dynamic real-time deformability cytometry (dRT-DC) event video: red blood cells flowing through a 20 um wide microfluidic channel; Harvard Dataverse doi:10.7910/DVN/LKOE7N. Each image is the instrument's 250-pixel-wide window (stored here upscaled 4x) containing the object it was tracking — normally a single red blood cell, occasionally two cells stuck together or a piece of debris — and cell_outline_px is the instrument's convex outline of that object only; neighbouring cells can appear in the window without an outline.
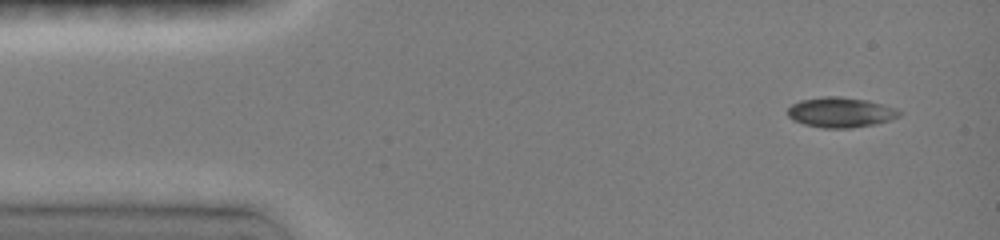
{"species": "common noctule bat (a hibernating species)", "species_latin": "Nyctalus noctula", "temperature_condition": "room temperature", "stored_images_in_passage": 4, "camera_frame_rate_fps": 3000, "um_per_image_px": 0.085, "animal": {"sex": "female", "body_mass_g": 19.0, "forearm_length_mm": 51.5}, "frame": {"image": 1, "passage_image": 1, "time_ms": 0.0, "image_size_px": [1000, 240], "cell_outline_px": [[904, 112], [900, 116], [888, 120], [872, 124], [848, 128], [824, 128], [804, 124], [792, 120], [788, 116], [788, 108], [792, 104], [800, 100], [824, 96], [840, 96], [868, 100], [896, 108]], "centroid_in_image_um": [71.44, 9.54], "position_along_channel_um": 13.6, "area_um2": 19.59}}
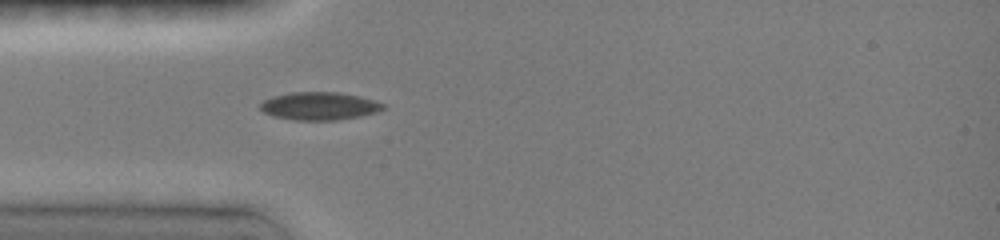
{"frame": {"image": 2, "passage_image": 4, "time_ms": 3.333, "image_size_px": [1000, 240], "cell_outline_px": [[384, 108], [376, 112], [360, 116], [336, 120], [296, 120], [272, 116], [264, 112], [260, 108], [260, 104], [264, 100], [272, 96], [292, 92], [340, 92], [360, 96], [384, 104]], "centroid_in_image_um": [27.12, 9.01], "position_along_channel_um": 57.9, "area_um2": 19.88}}